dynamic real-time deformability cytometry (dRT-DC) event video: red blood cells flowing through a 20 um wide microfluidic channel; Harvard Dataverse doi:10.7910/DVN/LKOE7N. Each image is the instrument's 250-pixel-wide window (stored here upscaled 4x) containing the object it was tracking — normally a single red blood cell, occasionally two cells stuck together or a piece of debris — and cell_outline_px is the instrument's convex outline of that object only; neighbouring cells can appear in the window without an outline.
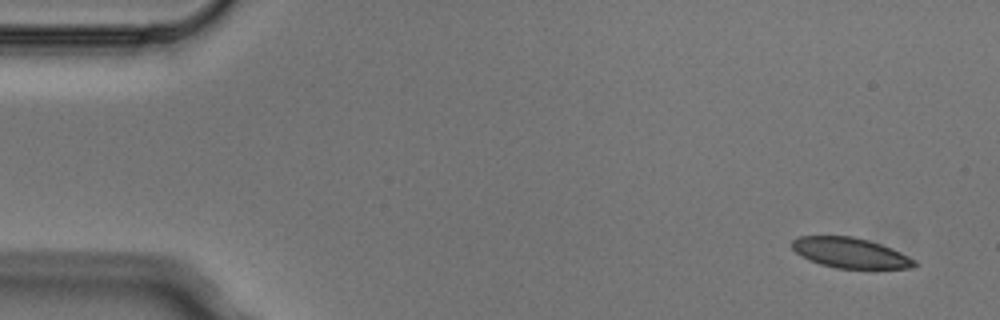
{"species": "Egyptian fruit bat (a non-hibernating species)", "species_latin": "Rousettus aegyptiacus", "temperature_condition": "cold", "stored_images_in_passage": 9, "camera_frame_rate_fps": 3000, "um_per_image_px": 0.085, "animal": {"sex": "male"}, "frame": {"image": 1, "passage_image": 1, "time_ms": 0.0, "image_size_px": [1000, 320], "cell_outline_px": [[920, 264], [912, 268], [836, 268], [820, 264], [800, 256], [792, 248], [792, 240], [796, 236], [852, 236], [868, 240], [892, 248], [916, 260]], "centroid_in_image_um": [72.27, 21.49], "position_along_channel_um": 12.7, "area_um2": 21.62}}
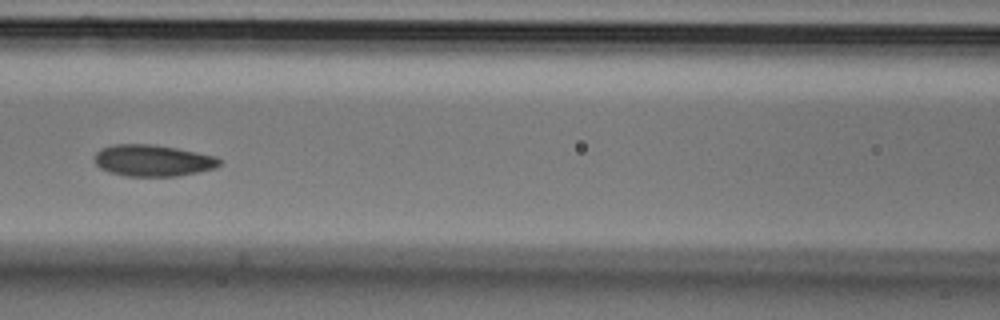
{"frame": {"image": 2, "passage_image": 6, "time_ms": 1.667, "image_size_px": [1000, 320], "cell_outline_px": [[220, 164], [216, 168], [176, 176], [124, 176], [108, 172], [100, 168], [96, 164], [96, 152], [100, 148], [112, 144], [152, 144], [176, 148], [216, 156], [220, 160]], "centroid_in_image_um": [12.96, 13.64], "position_along_channel_um": 153.6, "area_um2": 22.95}}
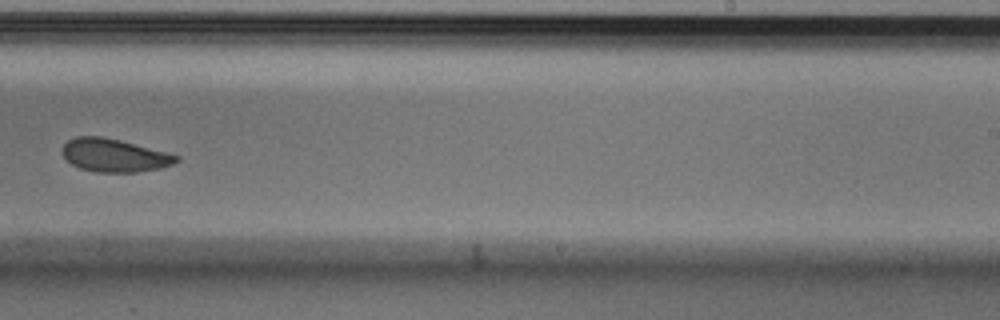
{"frame": {"image": 3, "passage_image": 9, "time_ms": 2.667, "image_size_px": [1000, 320], "cell_outline_px": [[180, 160], [172, 164], [160, 168], [136, 172], [96, 172], [80, 168], [72, 164], [60, 152], [64, 144], [68, 140], [76, 136], [100, 136], [120, 140], [168, 152], [180, 156]], "centroid_in_image_um": [9.72, 13.2], "position_along_channel_um": 279.3, "area_um2": 22.02}}